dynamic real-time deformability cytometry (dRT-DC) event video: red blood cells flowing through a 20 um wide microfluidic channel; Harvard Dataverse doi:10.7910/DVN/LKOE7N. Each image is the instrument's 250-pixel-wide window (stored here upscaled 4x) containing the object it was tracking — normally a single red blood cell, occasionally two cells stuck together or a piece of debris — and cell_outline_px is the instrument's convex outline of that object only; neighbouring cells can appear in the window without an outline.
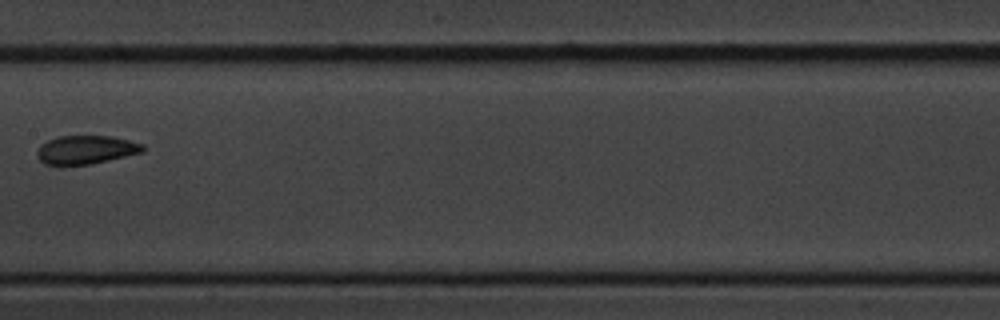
{"species": "common noctule bat (a hibernating species)", "species_latin": "Nyctalus noctula", "temperature_condition": "cold", "stored_images_in_passage": 11, "camera_frame_rate_fps": 3000, "um_per_image_px": 0.085, "animal": {"sex": "male", "body_mass_g": 20.1, "forearm_length_mm": 53.5}, "frame": {"image": 1, "passage_image": 8, "time_ms": 9.0, "image_size_px": [1000, 320], "cell_outline_px": [[144, 152], [92, 164], [44, 164], [36, 156], [36, 152], [40, 144], [56, 136], [112, 136], [144, 144]], "centroid_in_image_um": [7.3, 12.72], "position_along_channel_um": 200.1, "area_um2": 17.63}}
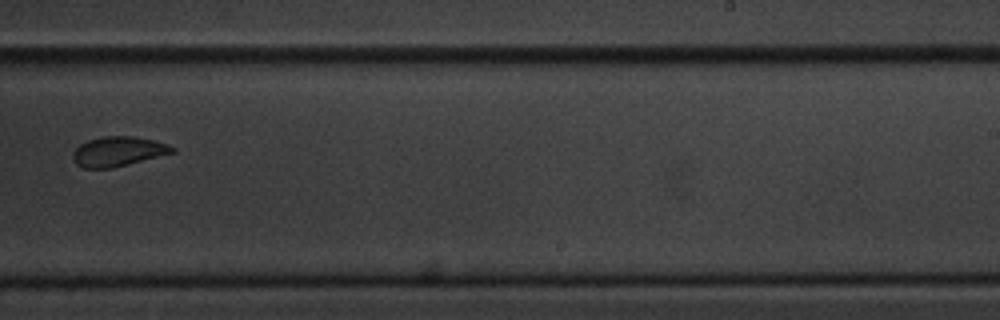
{"frame": {"image": 2, "passage_image": 10, "time_ms": 11.333, "image_size_px": [1000, 320], "cell_outline_px": [[176, 152], [112, 168], [84, 168], [76, 164], [72, 160], [72, 152], [80, 144], [88, 140], [104, 136], [132, 136], [152, 140], [168, 144], [176, 148]], "centroid_in_image_um": [10.02, 12.87], "position_along_channel_um": 279.0, "area_um2": 17.22}}
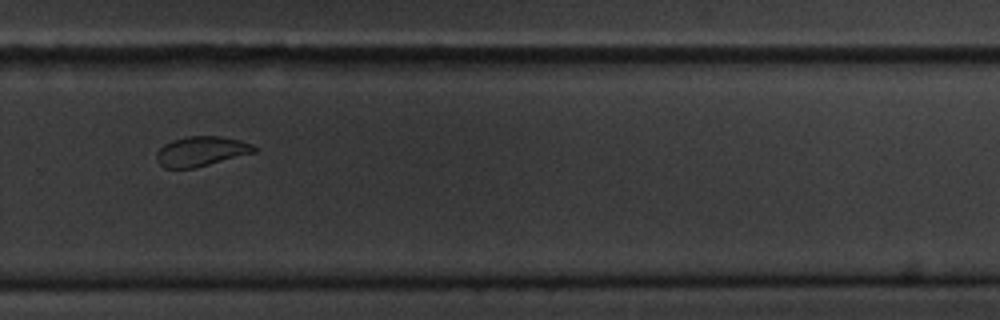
{"frame": {"image": 3, "passage_image": 11, "time_ms": 12.333, "image_size_px": [1000, 320], "cell_outline_px": [[256, 152], [196, 168], [164, 168], [156, 160], [156, 152], [164, 144], [172, 140], [188, 136], [220, 136], [240, 140], [252, 144], [256, 148]], "centroid_in_image_um": [17.09, 12.86], "position_along_channel_um": 312.7, "area_um2": 17.05}}